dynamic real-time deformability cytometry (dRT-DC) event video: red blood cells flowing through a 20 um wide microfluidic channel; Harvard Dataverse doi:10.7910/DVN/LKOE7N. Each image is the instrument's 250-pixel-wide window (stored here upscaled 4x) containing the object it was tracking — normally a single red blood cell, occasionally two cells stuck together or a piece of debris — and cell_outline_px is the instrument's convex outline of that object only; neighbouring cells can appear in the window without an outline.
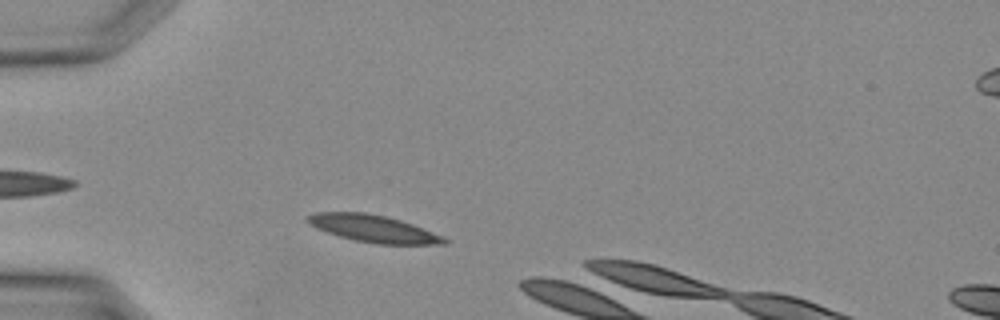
{"species": "Egyptian fruit bat (a non-hibernating species)", "species_latin": "Rousettus aegyptiacus", "temperature_condition": "warm", "stored_images_in_passage": 16, "camera_frame_rate_fps": 3000, "um_per_image_px": 0.085, "animal": {"sex": "female"}, "frame": {"image": 1, "passage_image": 5, "time_ms": 1.333, "image_size_px": [1000, 320], "cell_outline_px": [[448, 240], [444, 244], [380, 244], [356, 240], [340, 236], [316, 228], [308, 220], [308, 216], [316, 212], [364, 212], [384, 216], [400, 220], [412, 224], [432, 232]], "centroid_in_image_um": [31.73, 19.43], "position_along_channel_um": 53.3, "area_um2": 20.98}}
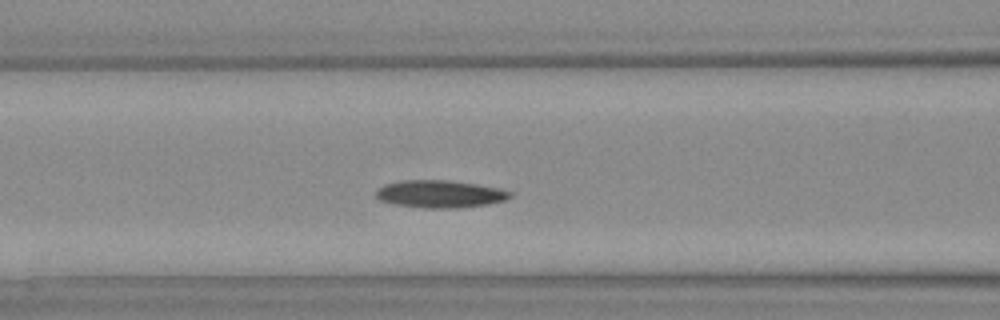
{"frame": {"image": 2, "passage_image": 10, "time_ms": 3.0, "image_size_px": [1000, 320], "cell_outline_px": [[512, 196], [504, 200], [484, 204], [456, 208], [424, 208], [396, 204], [380, 200], [376, 196], [376, 188], [384, 184], [400, 180], [448, 180], [476, 184], [496, 188], [512, 192]], "centroid_in_image_um": [37.34, 16.48], "position_along_channel_um": 129.3, "area_um2": 21.27}}
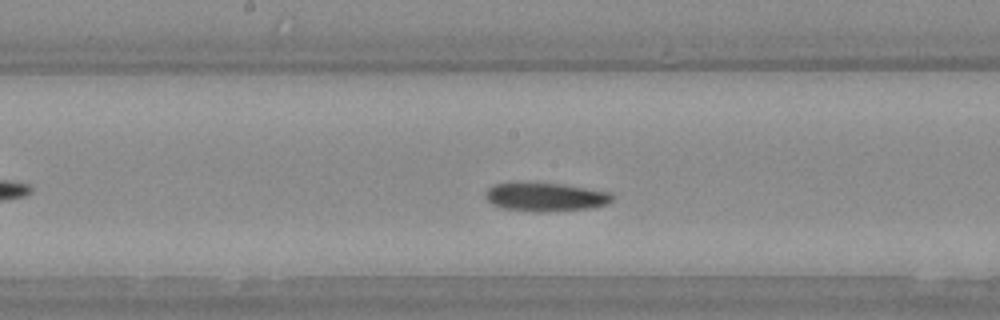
{"frame": {"image": 3, "passage_image": 14, "time_ms": 4.333, "image_size_px": [1000, 320], "cell_outline_px": [[612, 200], [608, 204], [592, 208], [544, 212], [536, 212], [504, 208], [492, 204], [484, 196], [484, 192], [492, 184], [560, 184], [612, 192]], "centroid_in_image_um": [46.39, 16.76], "position_along_channel_um": 201.8, "area_um2": 20.81}}